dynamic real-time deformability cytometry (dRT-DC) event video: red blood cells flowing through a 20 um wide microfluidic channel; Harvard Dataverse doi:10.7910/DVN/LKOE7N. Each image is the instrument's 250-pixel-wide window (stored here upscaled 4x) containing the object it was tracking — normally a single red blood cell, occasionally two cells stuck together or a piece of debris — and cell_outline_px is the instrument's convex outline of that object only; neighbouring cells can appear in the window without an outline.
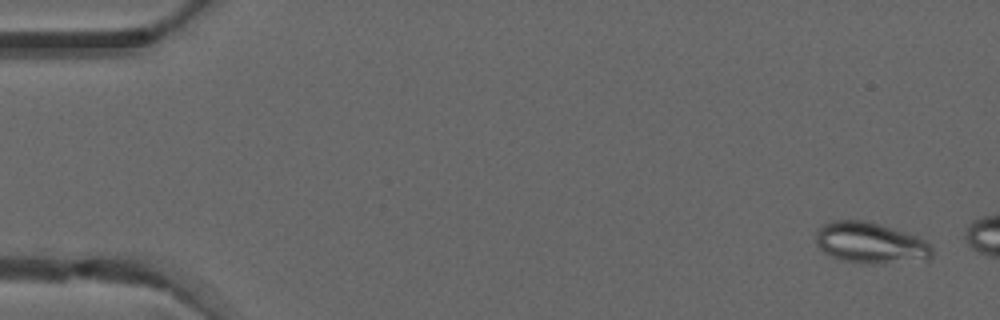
{"species": "common noctule bat (a hibernating species)", "species_latin": "Nyctalus noctula", "temperature_condition": "warm", "stored_images_in_passage": 3, "camera_frame_rate_fps": 3000, "um_per_image_px": 0.085, "animal": {"sex": "male", "forearm_length_mm": 52.5}, "frame": {"image": 1, "passage_image": 1, "time_ms": 0.0, "image_size_px": [1000, 320], "cell_outline_px": [[932, 256], [928, 260], [884, 264], [864, 264], [840, 260], [824, 252], [816, 244], [816, 228], [820, 224], [832, 220], [864, 220], [892, 228], [916, 236], [924, 240], [932, 248]], "centroid_in_image_um": [73.95, 20.66], "position_along_channel_um": 11.0, "area_um2": 28.21}}